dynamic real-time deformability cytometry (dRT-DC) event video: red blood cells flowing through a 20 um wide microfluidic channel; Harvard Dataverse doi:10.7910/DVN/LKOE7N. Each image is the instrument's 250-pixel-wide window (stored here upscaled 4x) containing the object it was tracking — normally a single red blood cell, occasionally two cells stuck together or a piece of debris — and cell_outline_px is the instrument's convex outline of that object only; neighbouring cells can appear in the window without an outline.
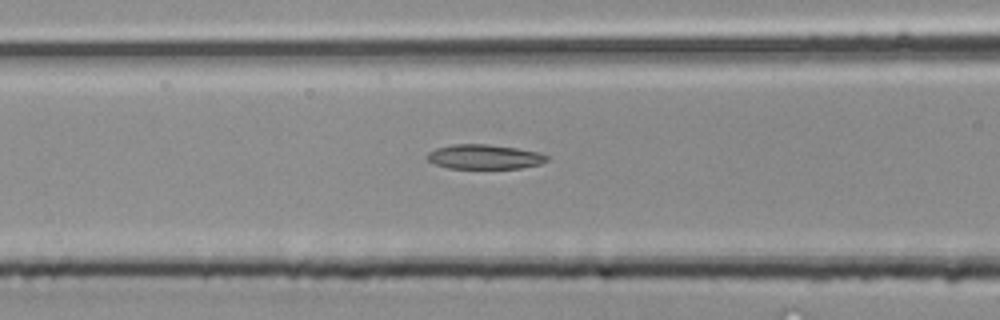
{"species": "common noctule bat (a hibernating species)", "species_latin": "Nyctalus noctula", "temperature_condition": "room temperature", "stored_images_in_passage": 22, "camera_frame_rate_fps": 3000, "um_per_image_px": 0.085, "animal": {"sex": "male", "body_mass_g": 20.4}, "frame": {"image": 1, "passage_image": 5, "time_ms": 1.333, "image_size_px": [1000, 320], "cell_outline_px": [[548, 160], [540, 164], [520, 168], [448, 168], [436, 164], [428, 160], [428, 152], [436, 148], [452, 144], [488, 144], [516, 148], [540, 152], [548, 156]], "centroid_in_image_um": [41.19, 13.32], "position_along_channel_um": 125.4, "area_um2": 17.05}}
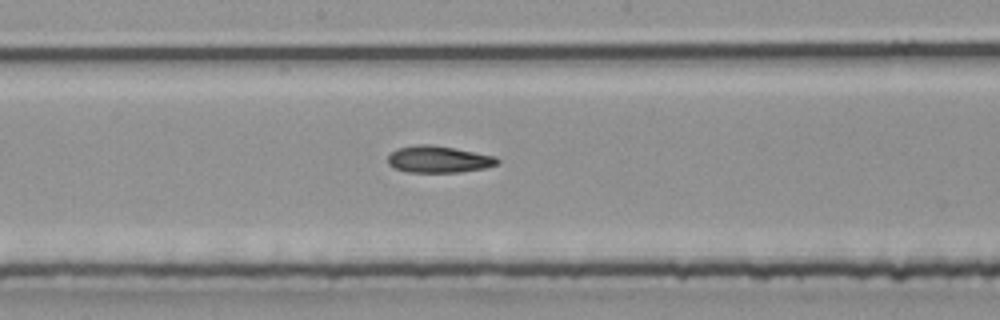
{"frame": {"image": 2, "passage_image": 10, "time_ms": 3.0, "image_size_px": [1000, 320], "cell_outline_px": [[500, 160], [496, 164], [484, 168], [460, 172], [408, 172], [396, 168], [388, 164], [388, 156], [396, 148], [416, 144], [432, 144], [496, 156]], "centroid_in_image_um": [37.26, 13.53], "position_along_channel_um": 210.9, "area_um2": 17.05}}
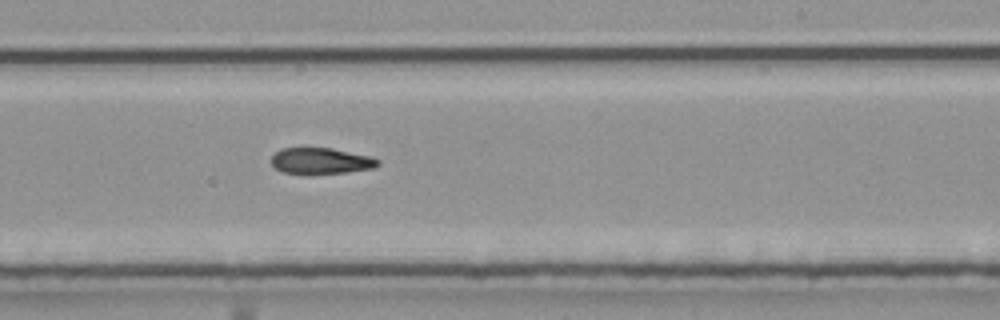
{"frame": {"image": 3, "passage_image": 13, "time_ms": 4.0, "image_size_px": [1000, 320], "cell_outline_px": [[380, 164], [372, 168], [344, 172], [284, 172], [276, 168], [268, 160], [280, 148], [332, 148], [372, 156], [380, 160]], "centroid_in_image_um": [27.29, 13.64], "position_along_channel_um": 261.7, "area_um2": 15.84}}